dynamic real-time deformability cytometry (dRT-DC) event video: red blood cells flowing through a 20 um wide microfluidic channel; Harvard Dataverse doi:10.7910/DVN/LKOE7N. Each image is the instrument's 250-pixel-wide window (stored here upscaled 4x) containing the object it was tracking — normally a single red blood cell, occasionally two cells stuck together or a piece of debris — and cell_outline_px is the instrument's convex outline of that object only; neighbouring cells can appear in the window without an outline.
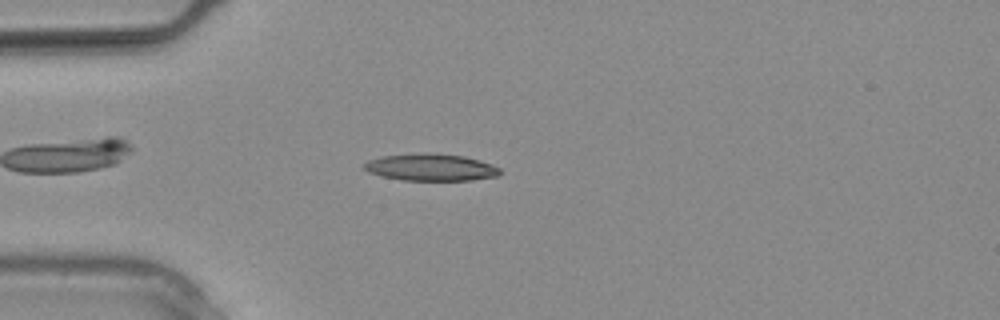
{"species": "common noctule bat (a hibernating species)", "species_latin": "Nyctalus noctula", "temperature_condition": "warm", "stored_images_in_passage": 10, "camera_frame_rate_fps": 3000, "um_per_image_px": 0.085, "animal": {"sex": "male", "body_mass_g": 20.4}, "frame": {"image": 1, "passage_image": 6, "time_ms": 1.667, "image_size_px": [1000, 320], "cell_outline_px": [[500, 172], [496, 176], [472, 180], [404, 180], [384, 176], [368, 172], [364, 168], [364, 164], [368, 160], [380, 156], [424, 152], [428, 152], [464, 156], [480, 160], [492, 164], [500, 168]], "centroid_in_image_um": [36.62, 14.2], "position_along_channel_um": 48.4, "area_um2": 21.39}}